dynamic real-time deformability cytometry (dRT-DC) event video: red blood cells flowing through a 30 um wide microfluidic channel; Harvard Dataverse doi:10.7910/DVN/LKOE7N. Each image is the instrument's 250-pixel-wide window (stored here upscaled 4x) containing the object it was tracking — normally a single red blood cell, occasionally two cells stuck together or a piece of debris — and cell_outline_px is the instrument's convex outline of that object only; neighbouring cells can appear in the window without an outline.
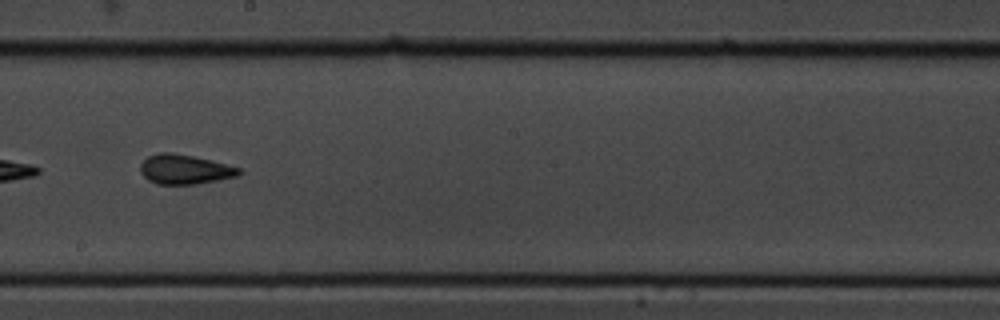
{"species": "common noctule bat (a hibernating species)", "species_latin": "Nyctalus noctula", "temperature_condition": "cold", "stored_images_in_passage": 34, "camera_frame_rate_fps": 3000, "um_per_image_px": 0.085, "animal": {"sex": "male", "body_mass_g": 19.5, "forearm_length_mm": 54.6}, "frame": {"image": 1, "passage_image": 15, "time_ms": 4.667, "image_size_px": [1000, 320], "cell_outline_px": [[244, 172], [236, 176], [196, 184], [156, 184], [148, 180], [140, 172], [140, 164], [148, 156], [160, 152], [172, 152], [192, 156], [240, 168]], "centroid_in_image_um": [15.66, 14.4], "position_along_channel_um": 232.5, "area_um2": 16.82}, "authors_computed_cell_mechanics": {"area_um2": 16.5597, "velocity_mm_per_s": 3.6399, "shape_relaxation_time_tau1_ms": 6.3593, "shape_relaxation_time_tau2_ms": 1.7742, "deformation_change_tau1": 0.1443, "deformation_change_tau2": 0.0991}}